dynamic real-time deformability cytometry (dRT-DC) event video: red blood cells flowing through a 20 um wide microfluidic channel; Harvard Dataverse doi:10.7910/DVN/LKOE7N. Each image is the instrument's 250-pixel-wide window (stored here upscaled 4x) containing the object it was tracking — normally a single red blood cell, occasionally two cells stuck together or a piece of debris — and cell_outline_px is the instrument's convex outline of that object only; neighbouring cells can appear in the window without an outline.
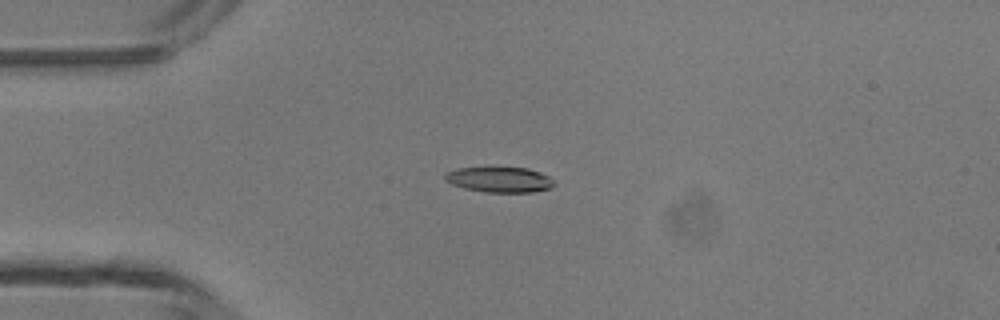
{"species": "common noctule bat (a hibernating species)", "species_latin": "Nyctalus noctula", "temperature_condition": "room temperature", "stored_images_in_passage": 4, "camera_frame_rate_fps": 3000, "um_per_image_px": 0.085, "animal": {"sex": "male", "body_mass_g": 13.3}, "frame": {"image": 1, "passage_image": 3, "time_ms": 2.333, "image_size_px": [1000, 320], "cell_outline_px": [[556, 184], [552, 188], [532, 192], [484, 192], [464, 188], [452, 184], [444, 180], [444, 172], [456, 168], [528, 168], [540, 172], [548, 176]], "centroid_in_image_um": [42.44, 15.27], "position_along_channel_um": 42.6, "area_um2": 16.18}}